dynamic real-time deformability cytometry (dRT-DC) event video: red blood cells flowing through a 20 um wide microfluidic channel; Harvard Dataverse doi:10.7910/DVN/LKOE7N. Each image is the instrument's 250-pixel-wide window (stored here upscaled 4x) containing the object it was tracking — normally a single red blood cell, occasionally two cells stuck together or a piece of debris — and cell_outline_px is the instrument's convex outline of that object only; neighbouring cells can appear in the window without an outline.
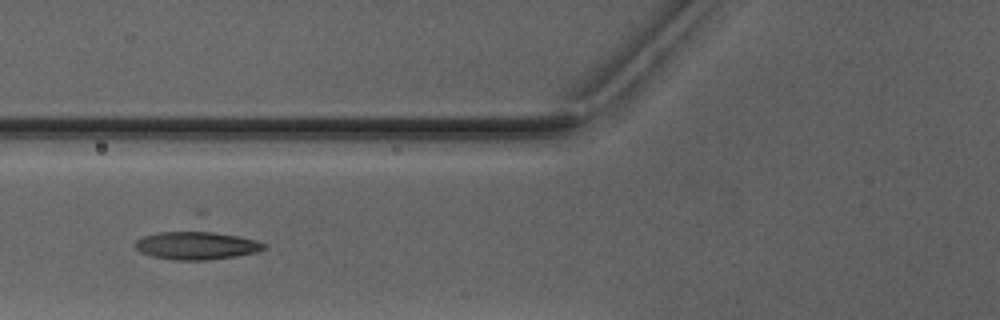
{"species": "Egyptian fruit bat (a non-hibernating species)", "species_latin": "Rousettus aegyptiacus", "temperature_condition": "warm", "stored_images_in_passage": 5, "camera_frame_rate_fps": 3000, "um_per_image_px": 0.085, "animal": {"sex": "male"}, "frame": {"image": 1, "passage_image": 5, "time_ms": 4.667, "image_size_px": [1000, 320], "cell_outline_px": [[264, 248], [256, 252], [236, 256], [204, 260], [176, 260], [152, 256], [140, 252], [132, 244], [136, 240], [144, 236], [156, 232], [196, 228], [204, 228], [240, 236], [256, 240], [264, 244]], "centroid_in_image_um": [16.65, 20.8], "position_along_channel_um": 109.1, "area_um2": 21.96}}